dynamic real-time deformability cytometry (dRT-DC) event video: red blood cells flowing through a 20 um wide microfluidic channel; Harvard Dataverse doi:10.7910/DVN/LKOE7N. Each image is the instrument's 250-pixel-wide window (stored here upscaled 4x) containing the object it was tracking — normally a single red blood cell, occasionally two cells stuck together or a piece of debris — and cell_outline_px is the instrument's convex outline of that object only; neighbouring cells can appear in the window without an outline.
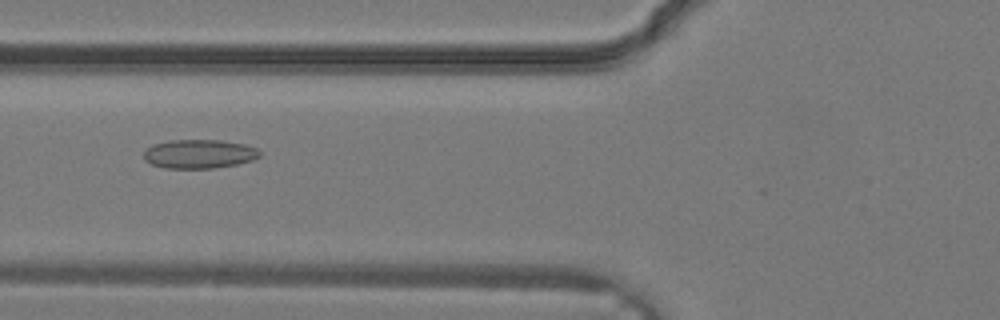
{"species": "common noctule bat (a hibernating species)", "species_latin": "Nyctalus noctula", "temperature_condition": "warm", "stored_images_in_passage": 15, "camera_frame_rate_fps": 3000, "um_per_image_px": 0.085, "animal": {"sex": "male", "body_mass_g": 19.2, "forearm_length_mm": 51.8}, "frame": {"image": 1, "passage_image": 7, "time_ms": 2.0, "image_size_px": [1000, 320], "cell_outline_px": [[260, 156], [252, 160], [236, 164], [216, 168], [164, 168], [152, 164], [144, 160], [144, 148], [152, 144], [172, 140], [220, 140], [244, 144], [256, 148], [260, 152]], "centroid_in_image_um": [16.89, 13.08], "position_along_channel_um": 108.9, "area_um2": 19.59}}
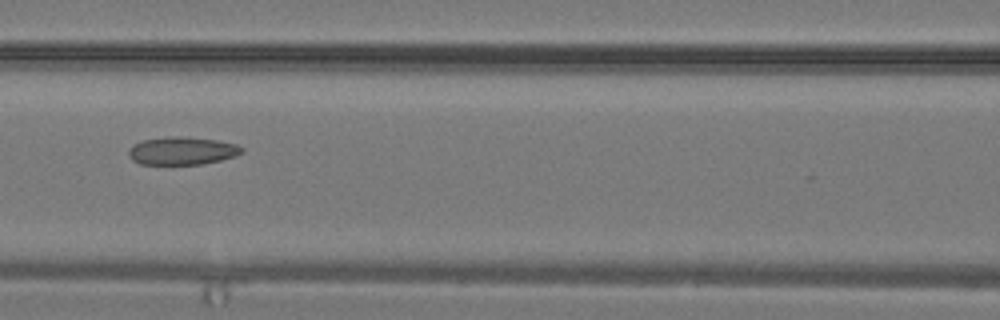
{"frame": {"image": 2, "passage_image": 9, "time_ms": 2.667, "image_size_px": [1000, 320], "cell_outline_px": [[244, 152], [220, 160], [200, 164], [140, 164], [132, 160], [128, 156], [128, 152], [136, 144], [144, 140], [172, 136], [180, 136], [216, 140], [236, 144], [244, 148]], "centroid_in_image_um": [15.49, 12.82], "position_along_channel_um": 151.1, "area_um2": 18.09}}
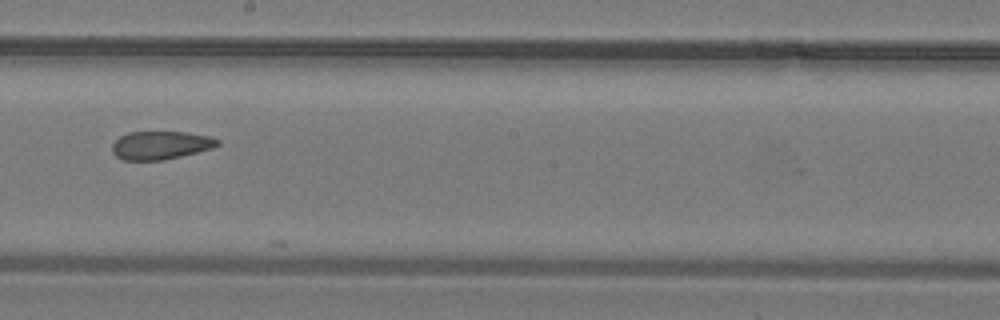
{"frame": {"image": 3, "passage_image": 13, "time_ms": 4.0, "image_size_px": [1000, 320], "cell_outline_px": [[220, 144], [212, 148], [164, 160], [124, 160], [116, 156], [112, 152], [112, 144], [120, 136], [128, 132], [184, 132], [208, 136], [220, 140]], "centroid_in_image_um": [13.63, 12.34], "position_along_channel_um": 234.6, "area_um2": 17.22}}